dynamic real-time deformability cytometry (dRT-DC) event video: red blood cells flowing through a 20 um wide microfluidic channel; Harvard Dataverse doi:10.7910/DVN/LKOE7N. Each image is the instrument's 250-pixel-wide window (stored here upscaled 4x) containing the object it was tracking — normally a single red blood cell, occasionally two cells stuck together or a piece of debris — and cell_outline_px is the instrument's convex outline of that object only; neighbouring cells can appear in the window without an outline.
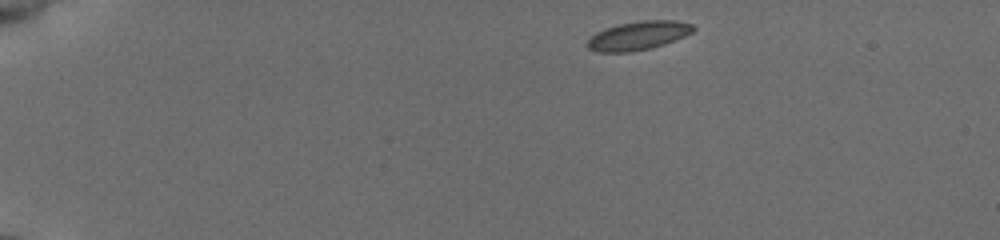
{"species": "common noctule bat (a hibernating species)", "species_latin": "Nyctalus noctula", "temperature_condition": "cold", "stored_images_in_passage": 45, "camera_frame_rate_fps": 3000, "um_per_image_px": 0.085, "animal": {"sex": "female", "body_mass_g": 19.5, "forearm_length_mm": 54.1}, "frame": {"image": 1, "passage_image": 1, "time_ms": 0.0, "image_size_px": [1000, 240], "cell_outline_px": [[696, 28], [692, 32], [676, 40], [652, 48], [628, 52], [596, 52], [588, 48], [588, 40], [596, 32], [604, 28], [620, 24], [640, 20], [676, 20], [692, 24]], "centroid_in_image_um": [54.27, 3.02], "position_along_channel_um": 30.7, "area_um2": 17.74}}
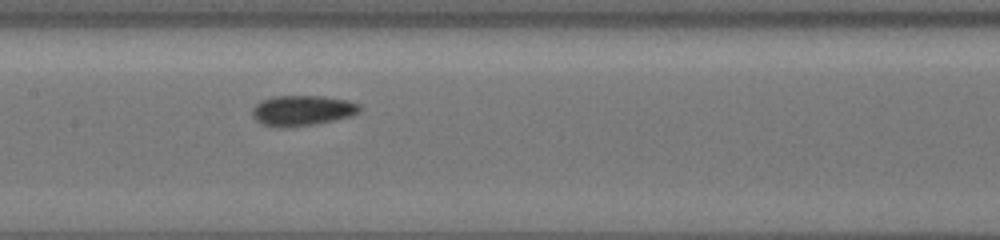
{"frame": {"image": 2, "passage_image": 20, "time_ms": 6.333, "image_size_px": [1000, 240], "cell_outline_px": [[360, 108], [356, 112], [348, 116], [332, 120], [312, 124], [284, 128], [264, 124], [256, 120], [252, 116], [252, 108], [260, 100], [272, 96], [324, 96], [348, 100], [360, 104]], "centroid_in_image_um": [25.63, 9.37], "position_along_channel_um": 181.8, "area_um2": 18.79}}
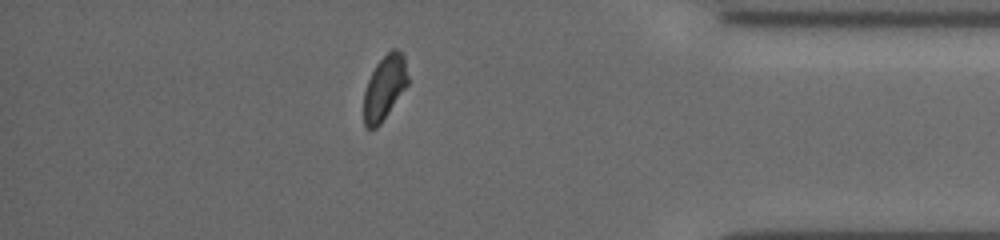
{"frame": {"image": 3, "passage_image": 39, "time_ms": 12.667, "image_size_px": [1000, 240], "cell_outline_px": [[408, 84], [380, 124], [376, 128], [368, 128], [364, 124], [364, 92], [368, 80], [376, 64], [392, 48], [396, 48], [404, 52], [408, 76]], "centroid_in_image_um": [32.7, 7.4], "position_along_channel_um": 402.5, "area_um2": 16.47}, "authors_computed_cell_mechanics": {"area_um2": 17.5134, "velocity_mm_per_s": 3.8654, "shape_relaxation_time_tau1_ms": 6.6176, "shape_relaxation_time_tau2_ms": 1.6027, "deformation_change_tau1": 0.0895, "deformation_change_tau2": 0.0469}}